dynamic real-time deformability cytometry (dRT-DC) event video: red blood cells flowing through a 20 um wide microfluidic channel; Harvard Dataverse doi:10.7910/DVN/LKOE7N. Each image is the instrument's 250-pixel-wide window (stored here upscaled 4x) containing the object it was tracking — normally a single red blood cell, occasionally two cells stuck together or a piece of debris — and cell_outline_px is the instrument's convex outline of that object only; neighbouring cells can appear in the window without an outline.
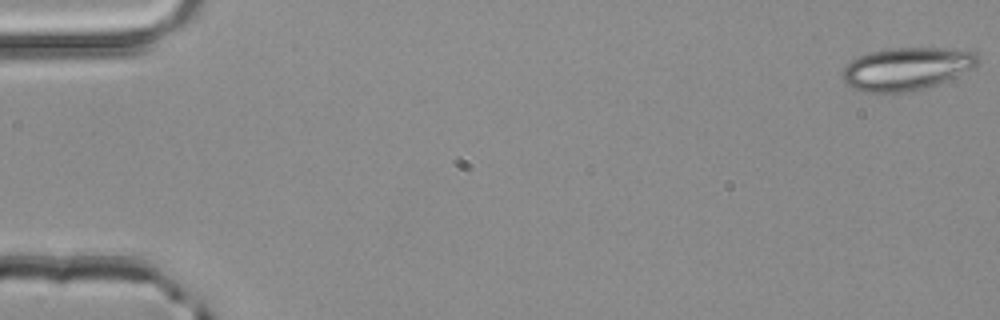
{"species": "common noctule bat (a hibernating species)", "species_latin": "Nyctalus noctula", "temperature_condition": "room temperature", "stored_images_in_passage": 52, "camera_frame_rate_fps": 3000, "um_per_image_px": 0.085, "animal": {"sex": "male", "body_mass_g": 20.4}, "frame": {"image": 1, "passage_image": 1, "time_ms": 0.0, "image_size_px": [1000, 320], "cell_outline_px": [[980, 60], [972, 68], [928, 88], [904, 92], [868, 92], [852, 88], [844, 80], [844, 68], [852, 60], [868, 52], [888, 48], [940, 48], [976, 52]], "centroid_in_image_um": [77.06, 5.84], "position_along_channel_um": 7.9, "area_um2": 33.23}}
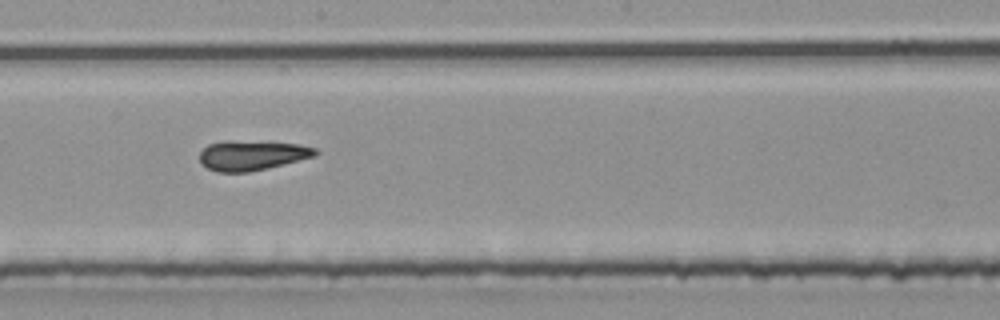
{"frame": {"image": 2, "passage_image": 29, "time_ms": 9.333, "image_size_px": [1000, 320], "cell_outline_px": [[320, 152], [316, 156], [268, 168], [248, 172], [216, 172], [200, 164], [200, 152], [208, 144], [224, 140], [228, 140], [300, 144], [316, 148]], "centroid_in_image_um": [21.42, 13.2], "position_along_channel_um": 226.8, "area_um2": 20.29}}
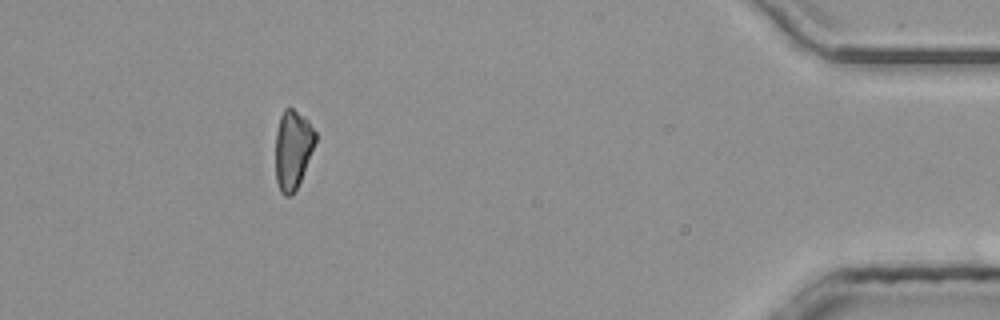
{"frame": {"image": 3, "passage_image": 47, "time_ms": 15.333, "image_size_px": [1000, 320], "cell_outline_px": [[316, 140], [300, 180], [292, 196], [284, 196], [280, 192], [276, 180], [276, 132], [280, 116], [284, 108], [292, 108], [304, 116], [308, 120], [316, 132]], "centroid_in_image_um": [24.87, 12.69], "position_along_channel_um": 410.3, "area_um2": 18.21}, "authors_computed_cell_mechanics": {"area_um2": 20.4612, "velocity_mm_per_s": 4.0626, "shape_relaxation_time_tau1_ms": null, "shape_relaxation_time_tau2_ms": 2.9973, "deformation_change_tau1": null, "deformation_change_tau2": 0.133}}